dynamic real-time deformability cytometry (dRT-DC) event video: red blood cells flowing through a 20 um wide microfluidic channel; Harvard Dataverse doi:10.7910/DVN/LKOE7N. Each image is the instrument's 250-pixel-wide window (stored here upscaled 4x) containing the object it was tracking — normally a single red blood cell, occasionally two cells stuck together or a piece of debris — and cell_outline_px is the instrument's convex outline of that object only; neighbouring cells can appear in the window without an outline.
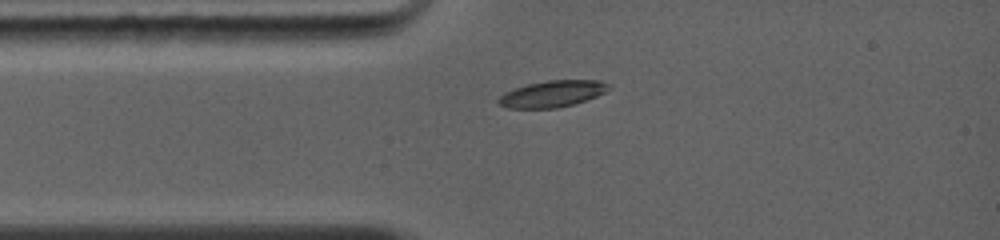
{"species": "common noctule bat (a hibernating species)", "species_latin": "Nyctalus noctula", "temperature_condition": "warm", "stored_images_in_passage": 23, "camera_frame_rate_fps": 5000, "um_per_image_px": 0.085, "animal": {"sex": "female", "body_mass_g": 19.0, "forearm_length_mm": 56.7}, "frame": {"image": 1, "passage_image": 1, "time_ms": 0.0, "image_size_px": [1000, 240], "cell_outline_px": [[612, 88], [596, 96], [576, 104], [556, 108], [508, 108], [500, 104], [496, 100], [504, 92], [528, 84], [548, 80], [600, 80], [608, 84]], "centroid_in_image_um": [46.96, 7.97], "position_along_channel_um": 38.0, "area_um2": 16.99}}
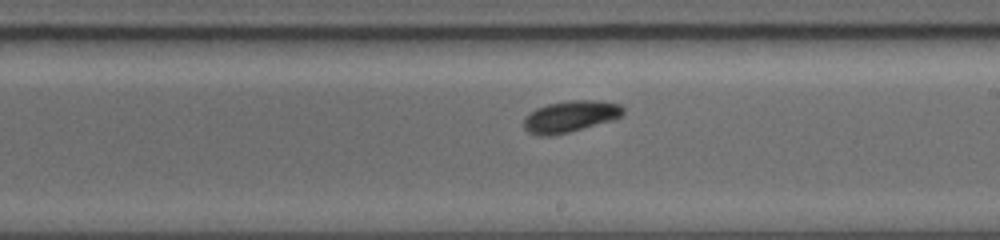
{"frame": {"image": 2, "passage_image": 14, "time_ms": 4.8, "image_size_px": [1000, 240], "cell_outline_px": [[624, 112], [620, 116], [612, 120], [568, 132], [552, 136], [536, 136], [528, 132], [524, 128], [524, 116], [528, 112], [536, 108], [548, 104], [572, 100], [600, 100], [620, 104], [624, 108]], "centroid_in_image_um": [48.44, 9.9], "position_along_channel_um": 240.6, "area_um2": 18.32}}
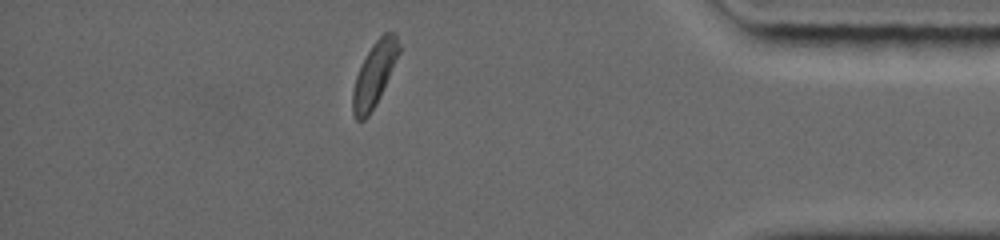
{"frame": {"image": 3, "passage_image": 23, "time_ms": 9.4, "image_size_px": [1000, 240], "cell_outline_px": [[400, 52], [380, 96], [376, 104], [368, 116], [364, 120], [356, 120], [352, 112], [352, 88], [356, 76], [372, 44], [384, 32], [396, 32], [400, 48]], "centroid_in_image_um": [31.81, 6.32], "position_along_channel_um": 403.4, "area_um2": 17.11}, "authors_computed_cell_mechanics": {"area_um2": 17.1666, "velocity_mm_per_s": 4.3325, "shape_relaxation_time_tau1_ms": 2.3423, "shape_relaxation_time_tau2_ms": null, "deformation_change_tau1": 0.1041, "deformation_change_tau2": null}}